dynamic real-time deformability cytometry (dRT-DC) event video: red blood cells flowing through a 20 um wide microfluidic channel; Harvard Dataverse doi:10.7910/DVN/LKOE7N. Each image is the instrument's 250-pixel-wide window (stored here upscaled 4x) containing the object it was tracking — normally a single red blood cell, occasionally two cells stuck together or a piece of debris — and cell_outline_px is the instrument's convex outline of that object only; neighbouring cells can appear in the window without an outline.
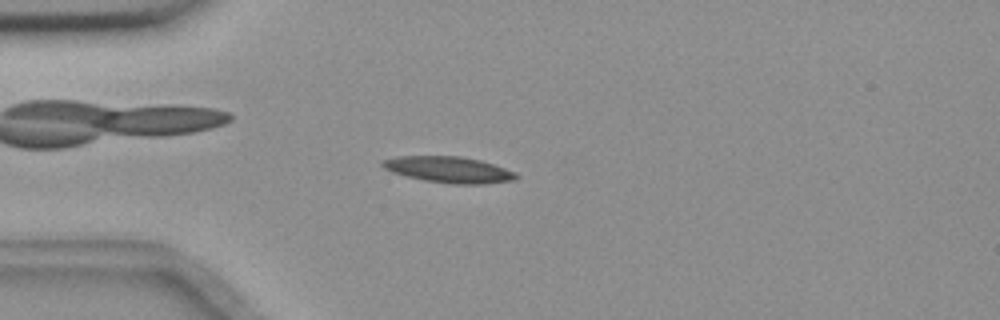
{"species": "common noctule bat (a hibernating species)", "species_latin": "Nyctalus noctula", "temperature_condition": "room temperature", "stored_images_in_passage": 55, "camera_frame_rate_fps": 3000, "um_per_image_px": 0.085, "animal": {"sex": "female", "body_mass_g": 18.4}, "frame": {"image": 1, "passage_image": 14, "time_ms": 4.333, "image_size_px": [1000, 320], "cell_outline_px": [[520, 176], [516, 180], [484, 184], [452, 184], [424, 180], [392, 172], [384, 168], [380, 164], [384, 160], [396, 156], [460, 156], [480, 160], [516, 172]], "centroid_in_image_um": [38.18, 14.42], "position_along_channel_um": 46.8, "area_um2": 20.35}}
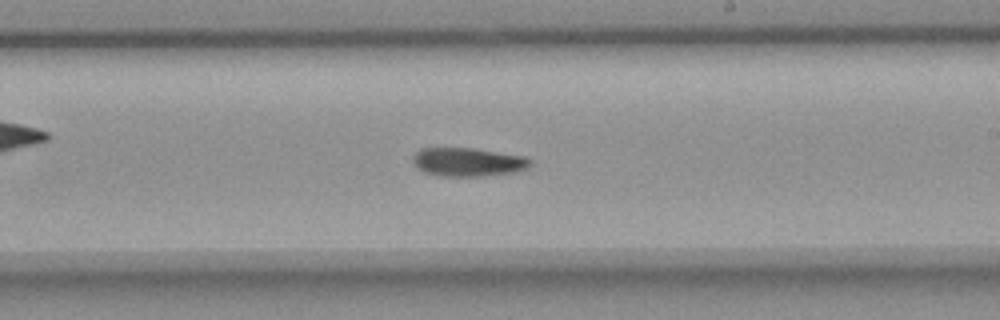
{"frame": {"image": 2, "passage_image": 32, "time_ms": 10.333, "image_size_px": [1000, 320], "cell_outline_px": [[532, 164], [528, 168], [512, 172], [480, 176], [440, 176], [424, 172], [412, 160], [412, 156], [420, 148], [476, 148], [524, 156], [532, 160]], "centroid_in_image_um": [39.79, 13.76], "position_along_channel_um": 249.2, "area_um2": 19.54}}
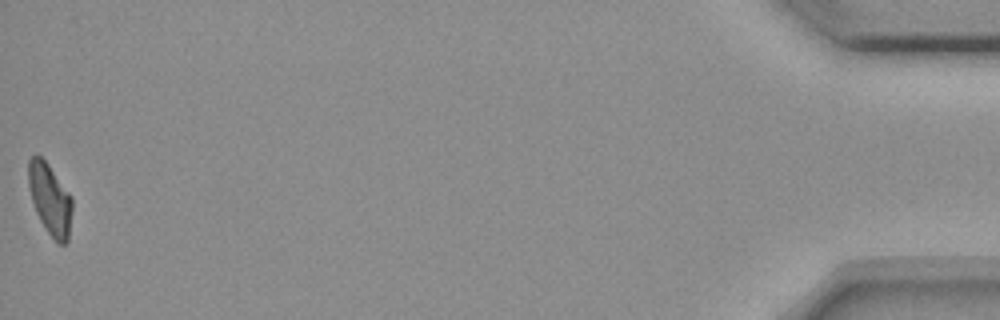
{"frame": {"image": 3, "passage_image": 55, "time_ms": 18.0, "image_size_px": [1000, 320], "cell_outline_px": [[72, 212], [68, 240], [64, 244], [60, 244], [48, 232], [40, 220], [36, 212], [28, 188], [28, 160], [36, 152], [48, 164], [72, 196]], "centroid_in_image_um": [4.24, 16.89], "position_along_channel_um": 431.0, "area_um2": 18.15}, "authors_computed_cell_mechanics": {"area_um2": 19.1896, "velocity_mm_per_s": 3.6508, "shape_relaxation_time_tau1_ms": 10.1591, "shape_relaxation_time_tau2_ms": null, "deformation_change_tau1": 0.2134, "deformation_change_tau2": null}}